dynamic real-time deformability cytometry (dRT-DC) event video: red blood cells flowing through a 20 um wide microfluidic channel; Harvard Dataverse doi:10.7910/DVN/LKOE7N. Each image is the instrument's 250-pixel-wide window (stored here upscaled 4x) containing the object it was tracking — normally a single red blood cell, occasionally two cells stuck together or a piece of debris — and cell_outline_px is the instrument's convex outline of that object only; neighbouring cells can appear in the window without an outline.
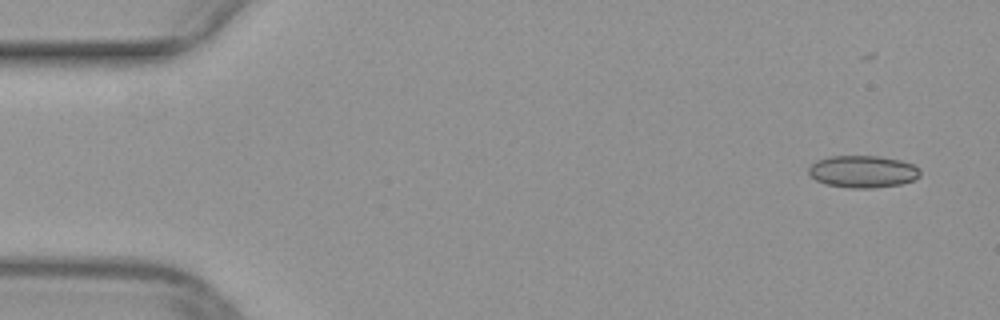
{"species": "common noctule bat (a hibernating species)", "species_latin": "Nyctalus noctula", "temperature_condition": "warm", "stored_images_in_passage": 38, "camera_frame_rate_fps": 3000, "um_per_image_px": 0.085, "animal": {"sex": "female", "body_mass_g": 29.2, "forearm_length_mm": 56.3}, "frame": {"image": 1, "passage_image": 2, "time_ms": 0.333, "image_size_px": [1000, 320], "cell_outline_px": [[920, 176], [912, 180], [900, 184], [872, 188], [848, 188], [824, 184], [816, 180], [808, 172], [808, 168], [816, 160], [828, 156], [880, 156], [900, 160], [912, 164], [920, 168]], "centroid_in_image_um": [73.32, 14.58], "position_along_channel_um": 11.7, "area_um2": 20.98}}
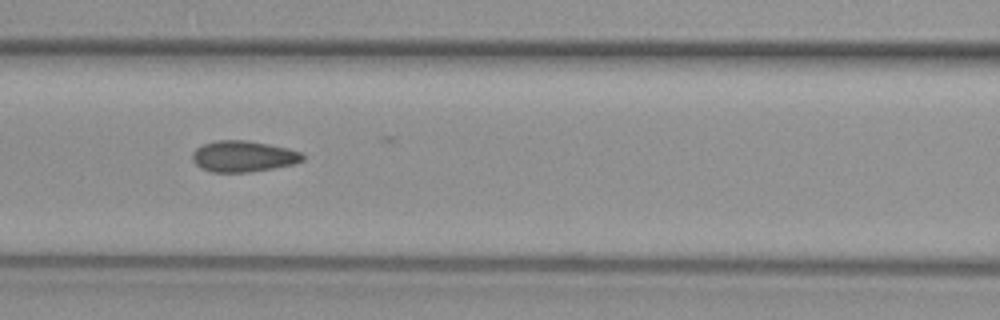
{"frame": {"image": 2, "passage_image": 21, "time_ms": 6.667, "image_size_px": [1000, 320], "cell_outline_px": [[304, 160], [292, 164], [272, 168], [248, 172], [212, 172], [200, 168], [192, 160], [192, 152], [196, 148], [204, 144], [216, 140], [244, 140], [268, 144], [288, 148], [300, 152], [304, 156]], "centroid_in_image_um": [20.65, 13.29], "position_along_channel_um": 146.0, "area_um2": 19.88}}
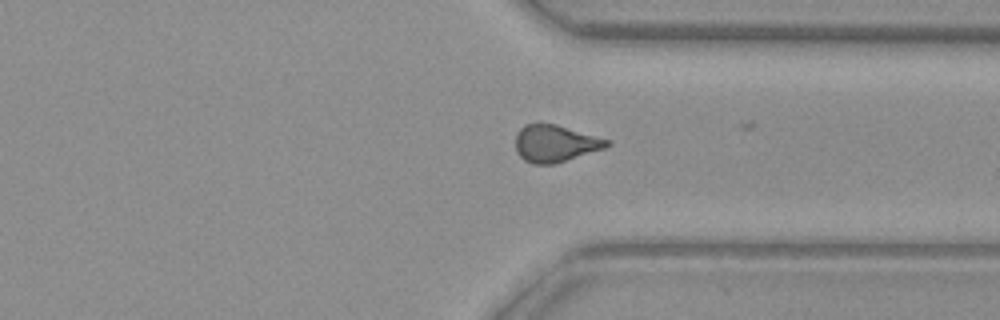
{"frame": {"image": 3, "passage_image": 37, "time_ms": 12.0, "image_size_px": [1000, 320], "cell_outline_px": [[612, 144], [604, 148], [556, 164], [532, 164], [524, 160], [516, 152], [516, 136], [520, 128], [524, 124], [556, 124], [612, 140]], "centroid_in_image_um": [47.21, 12.2], "position_along_channel_um": 364.2, "area_um2": 19.83}}